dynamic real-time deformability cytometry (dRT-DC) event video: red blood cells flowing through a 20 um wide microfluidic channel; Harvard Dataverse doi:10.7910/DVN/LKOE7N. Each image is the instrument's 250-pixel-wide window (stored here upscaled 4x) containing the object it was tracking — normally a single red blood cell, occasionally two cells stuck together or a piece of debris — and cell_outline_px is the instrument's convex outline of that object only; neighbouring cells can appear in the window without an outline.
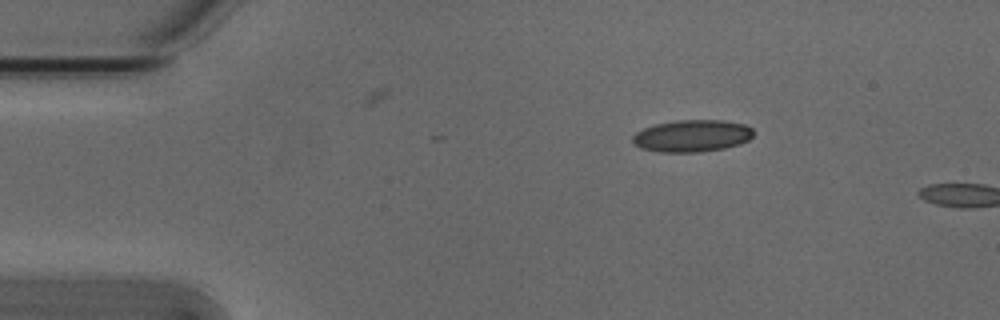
{"species": "Egyptian fruit bat (a non-hibernating species)", "species_latin": "Rousettus aegyptiacus", "temperature_condition": "cold", "stored_images_in_passage": 2, "camera_frame_rate_fps": 3000, "um_per_image_px": 0.085, "animal": {"sex": "male"}, "frame": {"image": 1, "passage_image": 1, "time_ms": 0.0, "image_size_px": [1000, 320], "cell_outline_px": [[752, 136], [748, 140], [740, 144], [724, 148], [696, 152], [660, 152], [640, 148], [632, 140], [632, 136], [636, 132], [644, 128], [656, 124], [676, 120], [720, 120], [744, 124], [752, 128]], "centroid_in_image_um": [58.81, 11.54], "position_along_channel_um": 26.2, "area_um2": 22.43}}